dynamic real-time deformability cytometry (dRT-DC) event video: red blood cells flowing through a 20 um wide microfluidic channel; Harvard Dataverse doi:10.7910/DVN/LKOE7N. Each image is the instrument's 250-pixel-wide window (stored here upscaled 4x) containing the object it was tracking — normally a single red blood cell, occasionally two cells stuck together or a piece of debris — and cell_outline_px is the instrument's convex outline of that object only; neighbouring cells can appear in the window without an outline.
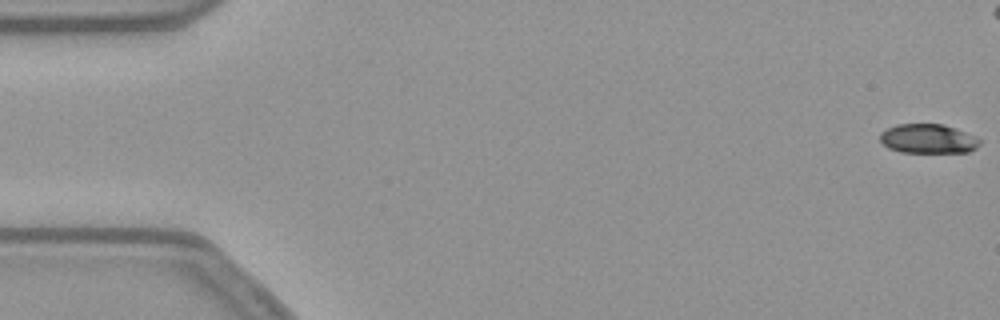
{"species": "common noctule bat (a hibernating species)", "species_latin": "Nyctalus noctula", "temperature_condition": "warm", "stored_images_in_passage": 47, "camera_frame_rate_fps": 3000, "um_per_image_px": 0.085, "animal": {"sex": "female", "body_mass_g": 21.9}, "frame": {"image": 1, "passage_image": 1, "time_ms": 0.0, "image_size_px": [1000, 320], "cell_outline_px": [[980, 144], [976, 148], [968, 152], [900, 152], [888, 148], [880, 140], [880, 132], [896, 124], [944, 124], [956, 128], [980, 140]], "centroid_in_image_um": [78.86, 11.79], "position_along_channel_um": 6.1, "area_um2": 16.94}}
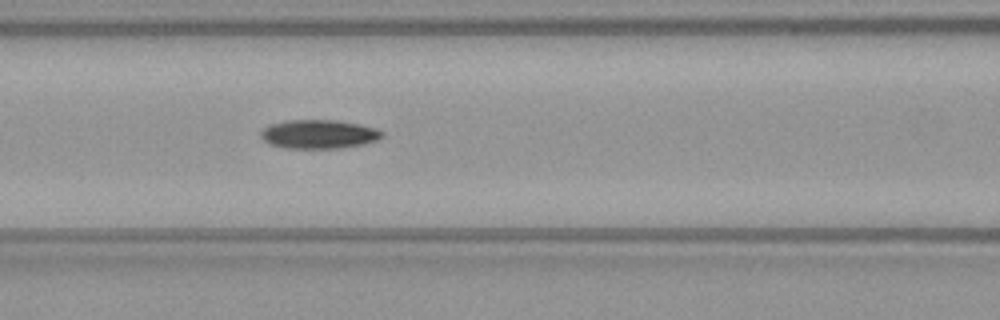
{"frame": {"image": 2, "passage_image": 23, "time_ms": 7.333, "image_size_px": [1000, 320], "cell_outline_px": [[384, 136], [376, 140], [364, 144], [340, 148], [284, 148], [272, 144], [264, 140], [260, 136], [260, 132], [264, 128], [272, 124], [284, 120], [336, 120], [360, 124], [376, 128], [384, 132]], "centroid_in_image_um": [27.12, 11.4], "position_along_channel_um": 139.5, "area_um2": 20.4}}
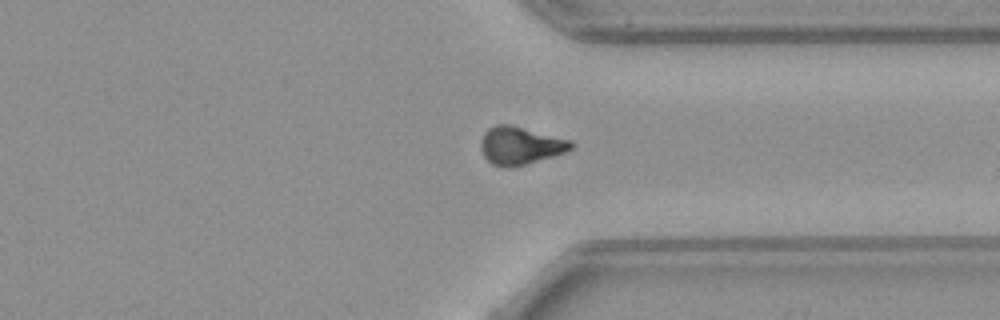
{"frame": {"image": 3, "passage_image": 41, "time_ms": 13.333, "image_size_px": [1000, 320], "cell_outline_px": [[572, 148], [564, 152], [552, 156], [512, 168], [508, 168], [492, 164], [484, 156], [480, 148], [480, 140], [484, 132], [488, 128], [496, 124], [508, 124], [572, 140]], "centroid_in_image_um": [44.17, 12.37], "position_along_channel_um": 367.2, "area_um2": 19.77}, "authors_computed_cell_mechanics": {"area_um2": 19.941, "velocity_mm_per_s": 3.8128, "shape_relaxation_time_tau1_ms": 3.968, "shape_relaxation_time_tau2_ms": null, "deformation_change_tau1": 0.1478, "deformation_change_tau2": null}}